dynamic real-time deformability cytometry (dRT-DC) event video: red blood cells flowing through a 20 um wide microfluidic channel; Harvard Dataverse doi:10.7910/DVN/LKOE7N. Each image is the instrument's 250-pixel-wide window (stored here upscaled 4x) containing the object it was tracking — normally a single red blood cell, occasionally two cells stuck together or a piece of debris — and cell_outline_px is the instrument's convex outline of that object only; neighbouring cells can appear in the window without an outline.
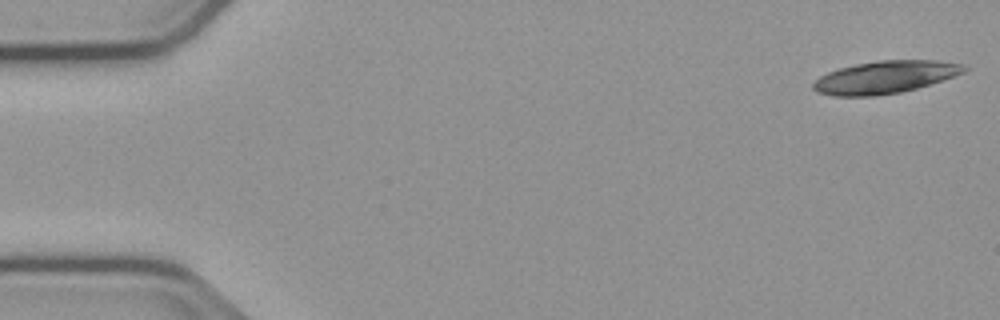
{"species": "common noctule bat (a hibernating species)", "species_latin": "Nyctalus noctula", "temperature_condition": "cold", "stored_images_in_passage": 18, "camera_frame_rate_fps": 3000, "um_per_image_px": 0.085, "animal": {"sex": "male", "body_mass_g": 23.1, "forearm_length_mm": 52.7}, "frame": {"image": 1, "passage_image": 1, "time_ms": 0.0, "image_size_px": [1000, 320], "cell_outline_px": [[968, 68], [964, 72], [916, 88], [900, 92], [872, 96], [832, 96], [816, 92], [812, 88], [812, 84], [820, 76], [836, 68], [876, 60], [936, 60], [964, 64]], "centroid_in_image_um": [75.17, 6.55], "position_along_channel_um": 9.8, "area_um2": 28.5}}